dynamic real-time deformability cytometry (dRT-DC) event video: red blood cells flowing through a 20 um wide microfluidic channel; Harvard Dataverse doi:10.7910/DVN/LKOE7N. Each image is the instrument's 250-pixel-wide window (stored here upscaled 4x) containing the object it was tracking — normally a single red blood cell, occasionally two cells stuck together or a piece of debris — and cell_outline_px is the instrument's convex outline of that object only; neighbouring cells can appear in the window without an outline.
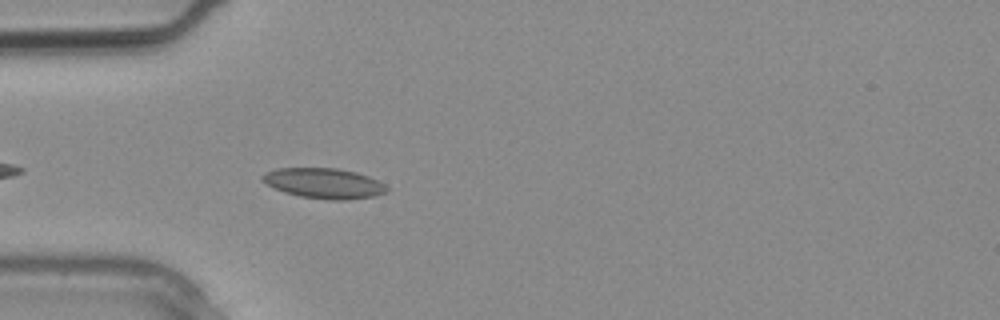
{"species": "common noctule bat (a hibernating species)", "species_latin": "Nyctalus noctula", "temperature_condition": "warm", "stored_images_in_passage": 12, "camera_frame_rate_fps": 3000, "um_per_image_px": 0.085, "animal": {"sex": "male", "body_mass_g": 20.4}, "frame": {"image": 1, "passage_image": 7, "time_ms": 2.0, "image_size_px": [1000, 320], "cell_outline_px": [[388, 192], [372, 196], [344, 200], [332, 200], [300, 196], [284, 192], [260, 180], [260, 176], [264, 172], [276, 168], [336, 168], [356, 172], [368, 176], [384, 184], [388, 188]], "centroid_in_image_um": [27.51, 15.57], "position_along_channel_um": 57.5, "area_um2": 21.85}}
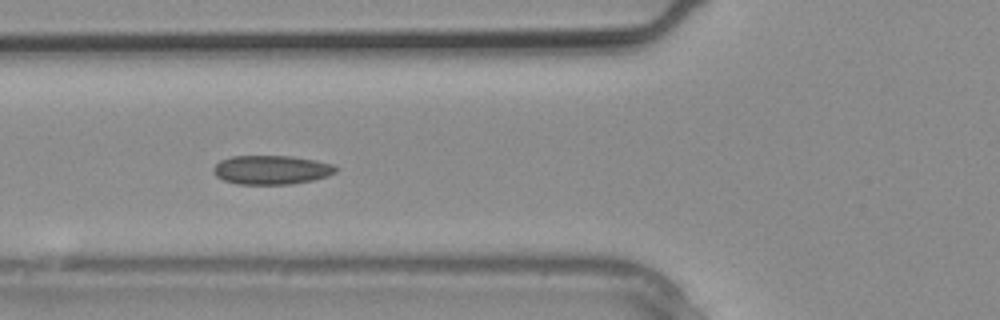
{"frame": {"image": 2, "passage_image": 9, "time_ms": 2.667, "image_size_px": [1000, 320], "cell_outline_px": [[340, 168], [336, 172], [328, 176], [312, 180], [288, 184], [236, 184], [224, 180], [216, 176], [212, 168], [220, 160], [232, 156], [292, 156], [316, 160], [332, 164]], "centroid_in_image_um": [23.08, 14.43], "position_along_channel_um": 102.7, "area_um2": 20.75}}